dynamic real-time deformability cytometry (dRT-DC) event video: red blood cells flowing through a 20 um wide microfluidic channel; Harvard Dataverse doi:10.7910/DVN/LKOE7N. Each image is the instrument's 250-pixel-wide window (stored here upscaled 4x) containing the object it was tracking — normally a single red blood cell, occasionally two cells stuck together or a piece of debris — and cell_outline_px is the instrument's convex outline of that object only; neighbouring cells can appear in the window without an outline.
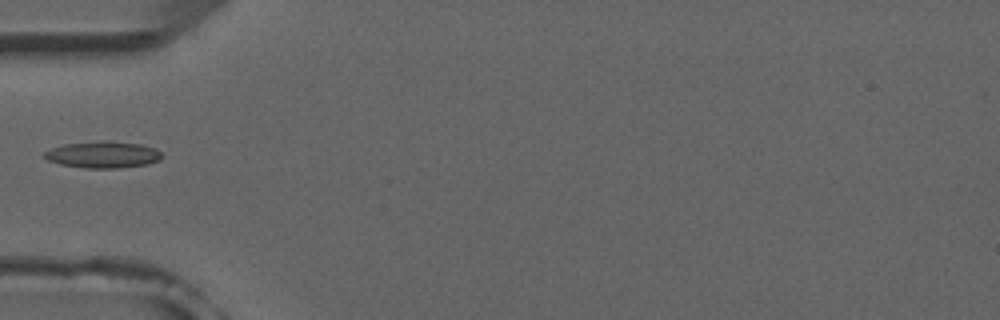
{"species": "common noctule bat (a hibernating species)", "species_latin": "Nyctalus noctula", "temperature_condition": "room temperature", "stored_images_in_passage": 5, "camera_frame_rate_fps": 3000, "um_per_image_px": 0.085, "animal": {"sex": "male", "forearm_length_mm": 52.5}, "frame": {"image": 1, "passage_image": 4, "time_ms": 3.667, "image_size_px": [1000, 320], "cell_outline_px": [[160, 160], [148, 164], [116, 168], [84, 168], [60, 164], [48, 160], [40, 156], [44, 152], [52, 148], [64, 144], [104, 140], [140, 144], [156, 148], [160, 152]], "centroid_in_image_um": [8.71, 13.14], "position_along_channel_um": 76.3, "area_um2": 18.26}}
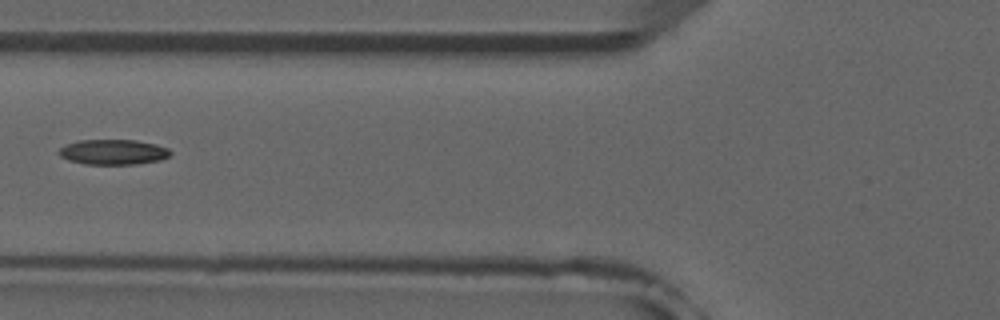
{"frame": {"image": 2, "passage_image": 5, "time_ms": 4.667, "image_size_px": [1000, 320], "cell_outline_px": [[172, 152], [168, 156], [160, 160], [136, 164], [84, 164], [68, 160], [60, 156], [56, 152], [60, 148], [68, 144], [80, 140], [136, 140], [156, 144], [168, 148]], "centroid_in_image_um": [9.61, 12.92], "position_along_channel_um": 116.2, "area_um2": 16.36}}